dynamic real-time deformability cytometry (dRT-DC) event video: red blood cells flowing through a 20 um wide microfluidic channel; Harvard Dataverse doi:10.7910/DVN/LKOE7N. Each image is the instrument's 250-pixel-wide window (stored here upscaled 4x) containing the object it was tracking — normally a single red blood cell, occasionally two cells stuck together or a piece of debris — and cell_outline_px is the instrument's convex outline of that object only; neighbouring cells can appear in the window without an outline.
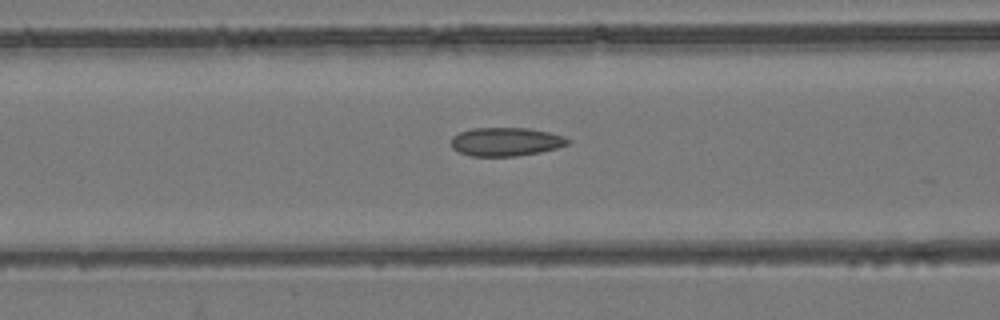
{"species": "common noctule bat (a hibernating species)", "species_latin": "Nyctalus noctula", "temperature_condition": "room temperature", "stored_images_in_passage": 46, "camera_frame_rate_fps": 3000, "um_per_image_px": 0.085, "animal": {"sex": "female", "body_mass_g": 24.6, "forearm_length_mm": 56.2}, "frame": {"image": 1, "passage_image": 22, "time_ms": 7.0, "image_size_px": [1000, 320], "cell_outline_px": [[572, 140], [568, 144], [556, 148], [540, 152], [516, 156], [472, 156], [460, 152], [452, 148], [452, 136], [460, 132], [472, 128], [528, 128], [548, 132], [564, 136]], "centroid_in_image_um": [43.01, 12.04], "position_along_channel_um": 123.6, "area_um2": 19.36}}
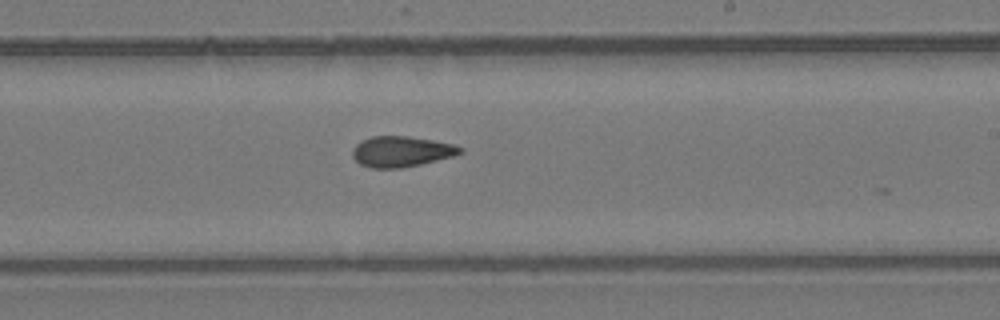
{"frame": {"image": 2, "passage_image": 32, "time_ms": 10.333, "image_size_px": [1000, 320], "cell_outline_px": [[464, 152], [452, 156], [420, 164], [400, 168], [372, 168], [360, 164], [352, 156], [352, 148], [356, 144], [372, 136], [408, 136], [456, 144], [464, 148]], "centroid_in_image_um": [34.13, 12.87], "position_along_channel_um": 254.9, "area_um2": 19.19}}
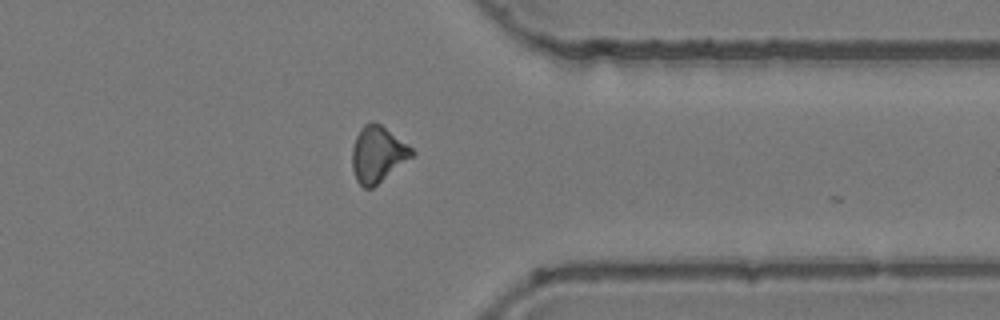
{"frame": {"image": 3, "passage_image": 42, "time_ms": 13.667, "image_size_px": [1000, 320], "cell_outline_px": [[416, 152], [412, 156], [372, 188], [364, 188], [356, 180], [352, 168], [352, 148], [356, 136], [360, 128], [364, 124], [372, 120], [380, 124], [408, 144]], "centroid_in_image_um": [32.08, 13.09], "position_along_channel_um": 379.3, "area_um2": 19.36}, "authors_computed_cell_mechanics": {"area_um2": 19.363, "velocity_mm_per_s": 3.9374, "shape_relaxation_time_tau1_ms": null, "shape_relaxation_time_tau2_ms": 4.8426, "deformation_change_tau1": null, "deformation_change_tau2": 0.1086}}